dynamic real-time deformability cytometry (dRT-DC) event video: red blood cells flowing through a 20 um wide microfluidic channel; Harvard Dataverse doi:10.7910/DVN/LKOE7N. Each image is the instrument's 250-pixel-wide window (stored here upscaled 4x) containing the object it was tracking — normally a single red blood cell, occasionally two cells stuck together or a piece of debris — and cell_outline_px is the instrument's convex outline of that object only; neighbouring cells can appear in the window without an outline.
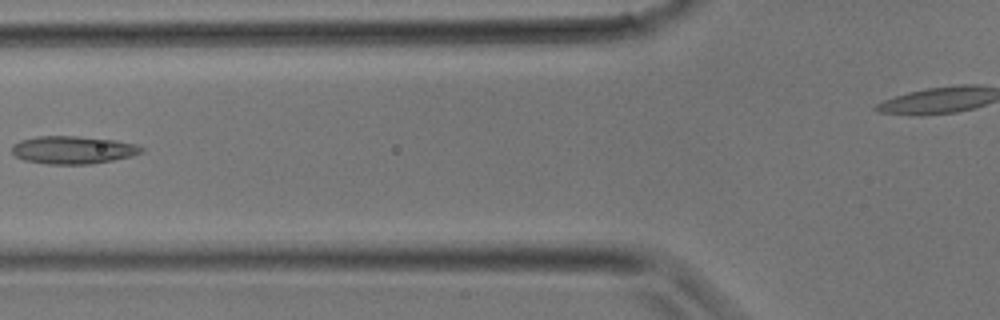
{"species": "common noctule bat (a hibernating species)", "species_latin": "Nyctalus noctula", "temperature_condition": "room temperature", "stored_images_in_passage": 29, "camera_frame_rate_fps": 3000, "um_per_image_px": 0.085, "animal": {"sex": "male", "body_mass_g": 17.9}, "frame": {"image": 1, "passage_image": 8, "time_ms": 2.333, "image_size_px": [1000, 320], "cell_outline_px": [[144, 152], [132, 156], [92, 164], [48, 164], [24, 160], [16, 156], [12, 152], [12, 144], [20, 140], [36, 136], [76, 136], [116, 140], [136, 144], [144, 148]], "centroid_in_image_um": [6.21, 12.74], "position_along_channel_um": 119.6, "area_um2": 21.1}}
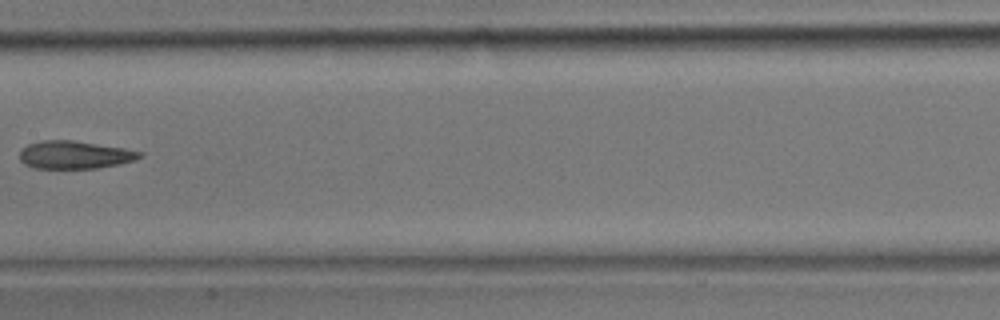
{"frame": {"image": 2, "passage_image": 12, "time_ms": 3.667, "image_size_px": [1000, 320], "cell_outline_px": [[144, 156], [136, 160], [120, 164], [96, 168], [32, 168], [24, 164], [20, 160], [20, 152], [28, 144], [40, 140], [72, 140], [124, 148], [144, 152]], "centroid_in_image_um": [6.38, 13.16], "position_along_channel_um": 201.0, "area_um2": 19.59}}
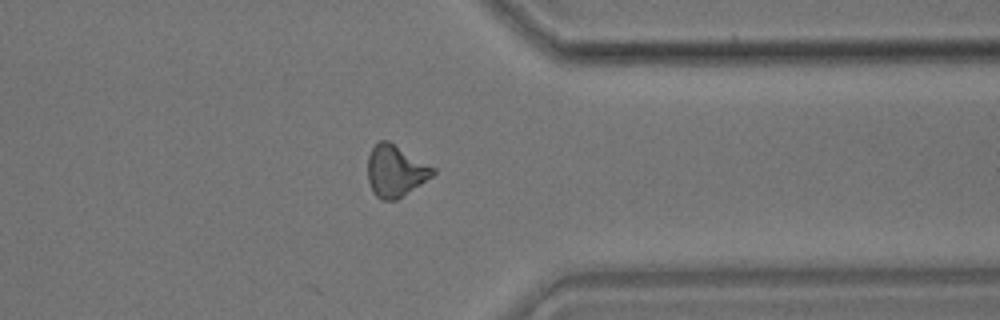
{"frame": {"image": 3, "passage_image": 21, "time_ms": 6.667, "image_size_px": [1000, 320], "cell_outline_px": [[436, 172], [432, 176], [396, 200], [380, 200], [372, 192], [368, 180], [368, 156], [372, 148], [380, 140], [388, 140], [436, 168]], "centroid_in_image_um": [33.6, 14.53], "position_along_channel_um": 377.8, "area_um2": 19.54}}